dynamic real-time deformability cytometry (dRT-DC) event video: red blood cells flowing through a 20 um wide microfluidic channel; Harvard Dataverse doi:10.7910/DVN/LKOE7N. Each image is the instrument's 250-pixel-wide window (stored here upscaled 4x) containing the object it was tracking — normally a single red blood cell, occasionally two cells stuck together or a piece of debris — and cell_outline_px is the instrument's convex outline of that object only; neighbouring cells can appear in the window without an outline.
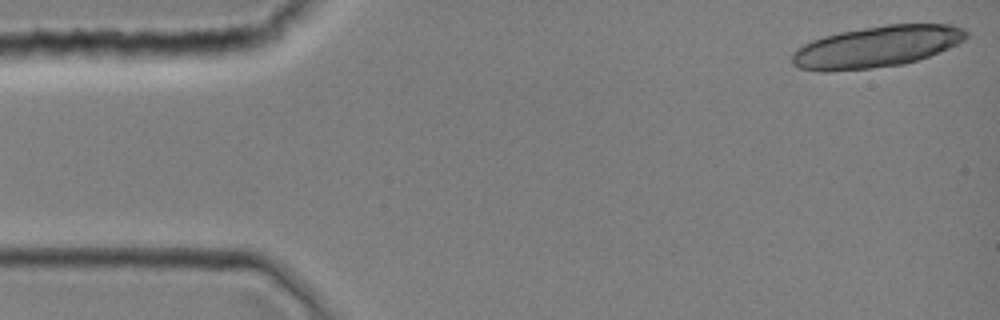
{"species": "common noctule bat (a hibernating species)", "species_latin": "Nyctalus noctula", "temperature_condition": "room temperature", "stored_images_in_passage": 11, "camera_frame_rate_fps": 3000, "um_per_image_px": 0.085, "animal": {"sex": "female", "body_mass_g": 19.0, "forearm_length_mm": 51.5}, "frame": {"image": 1, "passage_image": 1, "time_ms": 0.0, "image_size_px": [1000, 320], "cell_outline_px": [[968, 36], [964, 40], [948, 48], [928, 56], [904, 64], [872, 68], [828, 72], [820, 72], [800, 68], [792, 64], [792, 52], [796, 48], [812, 40], [824, 36], [840, 32], [888, 24], [952, 24], [964, 28], [968, 32]], "centroid_in_image_um": [74.5, 3.97], "position_along_channel_um": 10.5, "area_um2": 42.02}}